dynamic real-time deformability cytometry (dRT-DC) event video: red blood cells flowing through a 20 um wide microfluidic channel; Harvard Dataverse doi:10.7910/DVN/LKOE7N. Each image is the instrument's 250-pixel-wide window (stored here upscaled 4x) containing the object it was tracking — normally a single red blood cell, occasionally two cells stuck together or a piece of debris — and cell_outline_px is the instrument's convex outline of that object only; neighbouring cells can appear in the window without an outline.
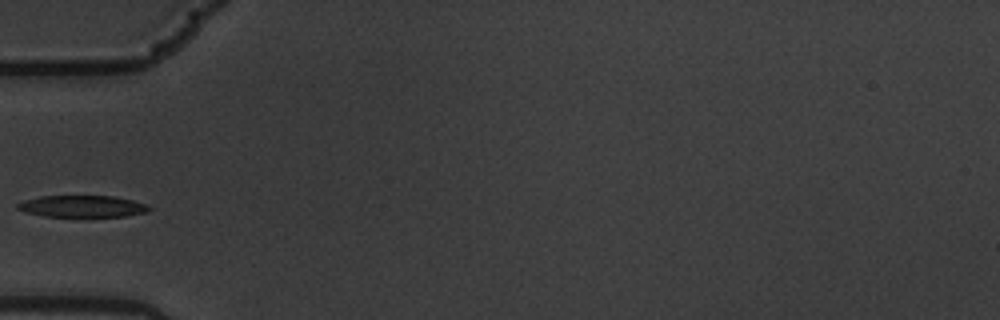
{"species": "common noctule bat (a hibernating species)", "species_latin": "Nyctalus noctula", "temperature_condition": "warm", "stored_images_in_passage": 4, "camera_frame_rate_fps": 3000, "um_per_image_px": 0.085, "animal": {"sex": "male", "body_mass_g": 19.5, "forearm_length_mm": 54.6}, "frame": {"image": 1, "passage_image": 4, "time_ms": 1.0, "image_size_px": [1000, 320], "cell_outline_px": [[152, 208], [148, 212], [124, 216], [80, 220], [44, 216], [24, 212], [16, 208], [16, 204], [24, 200], [40, 196], [112, 196], [132, 200], [148, 204]], "centroid_in_image_um": [7.0, 17.59], "position_along_channel_um": 78.0, "area_um2": 17.8}}